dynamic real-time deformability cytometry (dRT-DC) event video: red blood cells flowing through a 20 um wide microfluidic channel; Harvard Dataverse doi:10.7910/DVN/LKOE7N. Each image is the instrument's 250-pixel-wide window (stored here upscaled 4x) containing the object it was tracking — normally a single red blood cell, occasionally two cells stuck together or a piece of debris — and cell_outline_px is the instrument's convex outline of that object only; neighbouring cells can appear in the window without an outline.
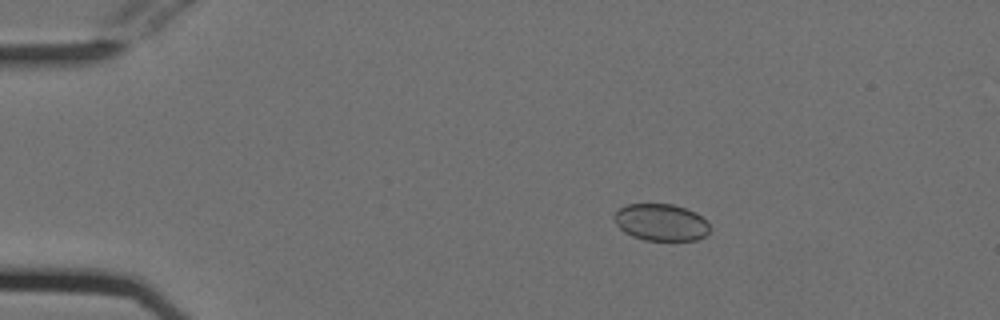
{"species": "Egyptian fruit bat (a non-hibernating species)", "species_latin": "Rousettus aegyptiacus", "temperature_condition": "cold", "stored_images_in_passage": 38, "camera_frame_rate_fps": 3000, "um_per_image_px": 0.085, "animal": {"sex": "female"}, "frame": {"image": 1, "passage_image": 4, "time_ms": 1.0, "image_size_px": [1000, 320], "cell_outline_px": [[708, 232], [704, 236], [696, 240], [644, 240], [632, 236], [624, 232], [616, 224], [612, 216], [620, 208], [628, 204], [672, 204], [696, 212], [708, 220]], "centroid_in_image_um": [56.18, 18.89], "position_along_channel_um": 28.8, "area_um2": 20.58}}
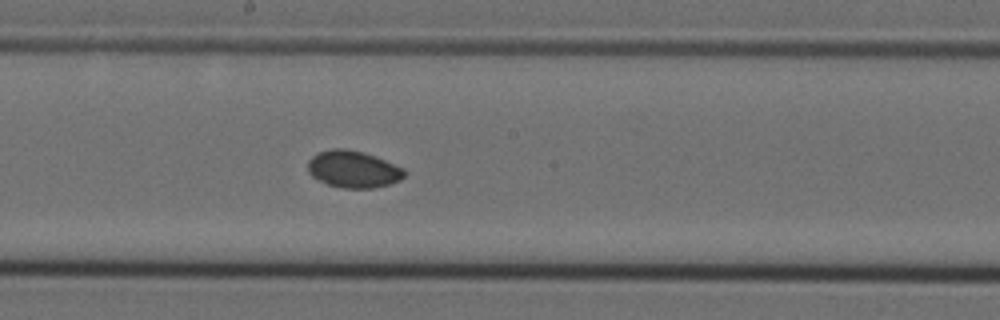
{"frame": {"image": 2, "passage_image": 24, "time_ms": 7.667, "image_size_px": [1000, 320], "cell_outline_px": [[404, 176], [400, 180], [388, 184], [372, 188], [344, 188], [328, 184], [312, 176], [308, 172], [308, 160], [316, 152], [332, 148], [344, 148], [364, 152], [404, 168]], "centroid_in_image_um": [29.99, 14.37], "position_along_channel_um": 218.2, "area_um2": 20.69}}
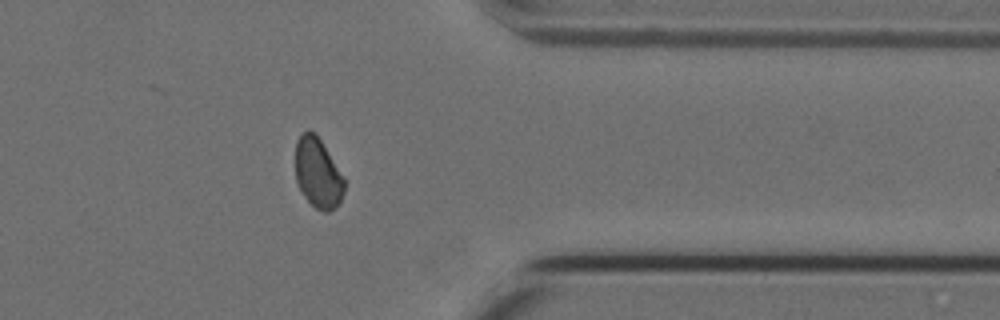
{"frame": {"image": 3, "passage_image": 38, "time_ms": 12.333, "image_size_px": [1000, 320], "cell_outline_px": [[344, 192], [340, 200], [328, 212], [324, 212], [316, 208], [304, 196], [296, 184], [296, 140], [304, 132], [316, 132], [344, 180]], "centroid_in_image_um": [26.99, 14.71], "position_along_channel_um": 384.4, "area_um2": 19.42}}